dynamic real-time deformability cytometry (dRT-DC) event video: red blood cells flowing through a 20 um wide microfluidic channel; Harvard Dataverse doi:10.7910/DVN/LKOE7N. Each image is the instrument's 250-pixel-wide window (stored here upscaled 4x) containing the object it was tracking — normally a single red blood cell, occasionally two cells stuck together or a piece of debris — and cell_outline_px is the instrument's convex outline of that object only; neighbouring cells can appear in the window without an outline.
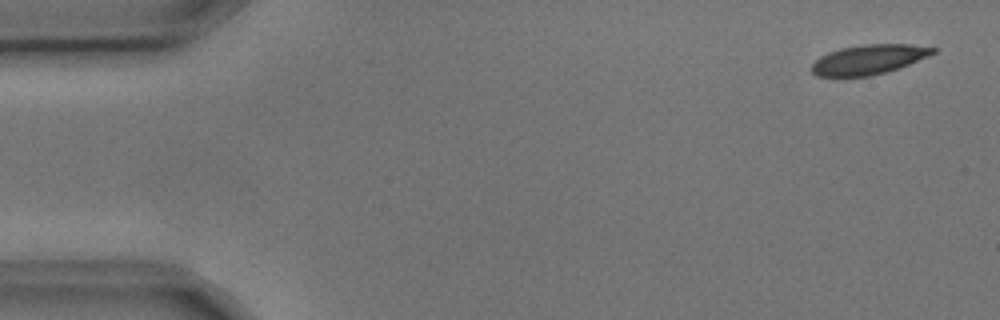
{"species": "common noctule bat (a hibernating species)", "species_latin": "Nyctalus noctula", "temperature_condition": "cold", "stored_images_in_passage": 5, "camera_frame_rate_fps": 3000, "um_per_image_px": 0.085, "animal": {"sex": "male", "body_mass_g": 17.9, "forearm_length_mm": 54.2}, "frame": {"image": 1, "passage_image": 1, "time_ms": 0.0, "image_size_px": [1000, 320], "cell_outline_px": [[936, 52], [908, 64], [884, 72], [868, 76], [816, 76], [812, 72], [812, 64], [820, 56], [828, 52], [840, 48], [864, 44], [908, 44], [936, 48]], "centroid_in_image_um": [73.8, 5.04], "position_along_channel_um": 11.2, "area_um2": 20.58}}
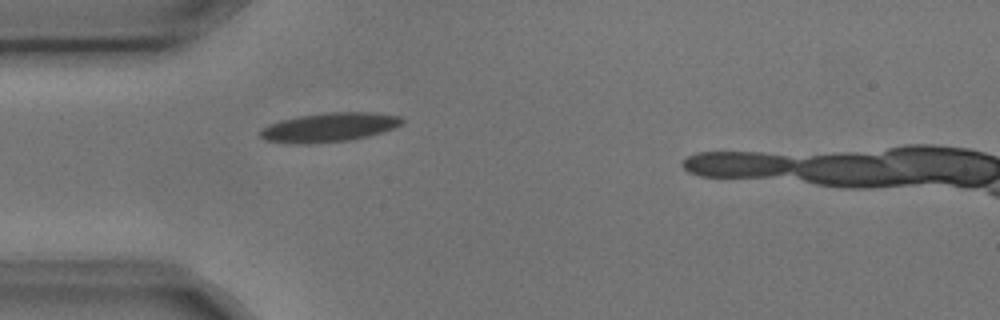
{"frame": {"image": 2, "passage_image": 4, "time_ms": 1.0, "image_size_px": [1000, 320], "cell_outline_px": [[404, 120], [400, 124], [392, 128], [368, 136], [352, 140], [308, 144], [288, 144], [264, 140], [256, 132], [268, 124], [280, 120], [300, 116], [328, 112], [376, 112], [400, 116]], "centroid_in_image_um": [27.91, 10.83], "position_along_channel_um": 57.1, "area_um2": 24.28}}